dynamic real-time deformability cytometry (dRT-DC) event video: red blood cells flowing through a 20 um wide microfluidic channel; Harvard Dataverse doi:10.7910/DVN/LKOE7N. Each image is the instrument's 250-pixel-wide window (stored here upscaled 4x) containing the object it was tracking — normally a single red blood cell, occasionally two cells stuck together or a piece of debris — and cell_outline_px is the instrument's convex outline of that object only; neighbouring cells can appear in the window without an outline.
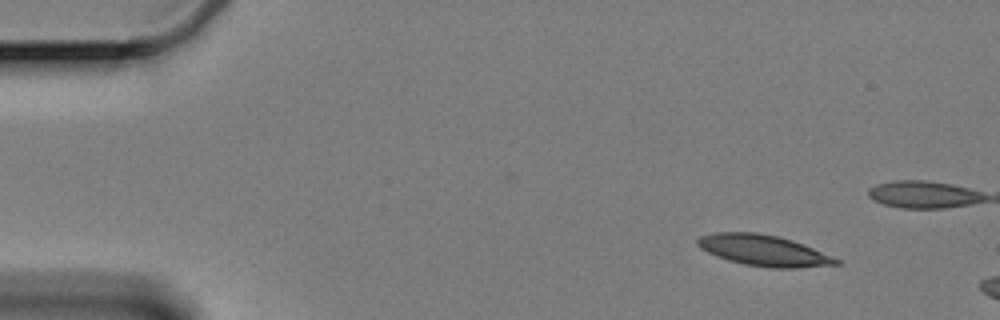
{"species": "Egyptian fruit bat (a non-hibernating species)", "species_latin": "Rousettus aegyptiacus", "temperature_condition": "cold", "stored_images_in_passage": 18, "camera_frame_rate_fps": 3000, "um_per_image_px": 0.085, "animal": {"sex": "female"}, "frame": {"image": 1, "passage_image": 6, "time_ms": 1.667, "image_size_px": [1000, 320], "cell_outline_px": [[840, 264], [800, 268], [768, 268], [744, 264], [728, 260], [716, 256], [700, 248], [696, 244], [696, 240], [700, 236], [716, 232], [756, 232], [776, 236], [792, 240], [832, 256], [840, 260]], "centroid_in_image_um": [64.89, 21.29], "position_along_channel_um": 20.1, "area_um2": 24.97}}